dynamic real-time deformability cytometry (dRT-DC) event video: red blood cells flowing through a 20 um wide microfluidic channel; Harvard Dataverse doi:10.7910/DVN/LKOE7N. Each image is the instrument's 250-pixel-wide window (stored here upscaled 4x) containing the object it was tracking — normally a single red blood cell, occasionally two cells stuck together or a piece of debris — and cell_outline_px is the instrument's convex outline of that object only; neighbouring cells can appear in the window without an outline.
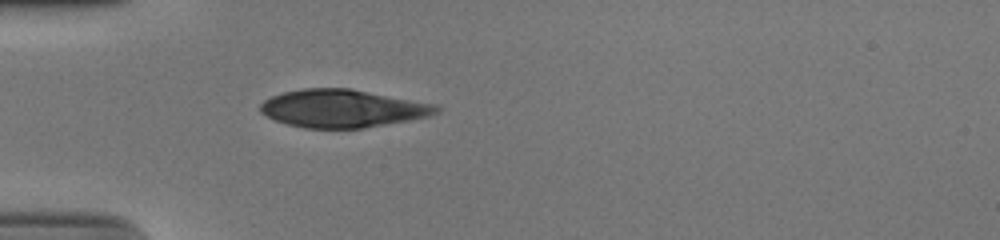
{"species": "human", "species_latin": "Homo sapiens", "temperature_condition": "cold", "stored_images_in_passage": 37, "camera_frame_rate_fps": 3000, "um_per_image_px": 0.085, "donor": {"sex": "male"}, "frame": {"image": 1, "passage_image": 1, "time_ms": 0.0, "image_size_px": [1000, 240], "cell_outline_px": [[440, 112], [428, 116], [408, 120], [364, 128], [304, 128], [288, 124], [276, 120], [260, 112], [260, 104], [264, 100], [272, 96], [284, 92], [304, 88], [352, 88], [440, 104]], "centroid_in_image_um": [29.18, 9.2], "position_along_channel_um": 55.8, "area_um2": 39.07}}
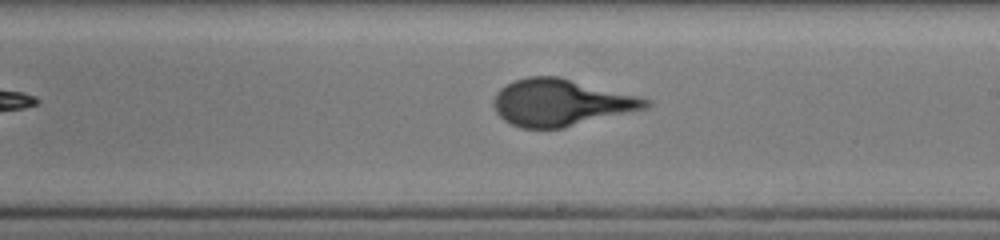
{"frame": {"image": 2, "passage_image": 16, "time_ms": 5.0, "image_size_px": [1000, 240], "cell_outline_px": [[652, 104], [648, 108], [564, 128], [520, 128], [504, 120], [496, 112], [492, 104], [496, 92], [500, 88], [516, 80], [528, 76], [560, 76], [652, 100]], "centroid_in_image_um": [47.68, 8.72], "position_along_channel_um": 241.3, "area_um2": 41.56}}
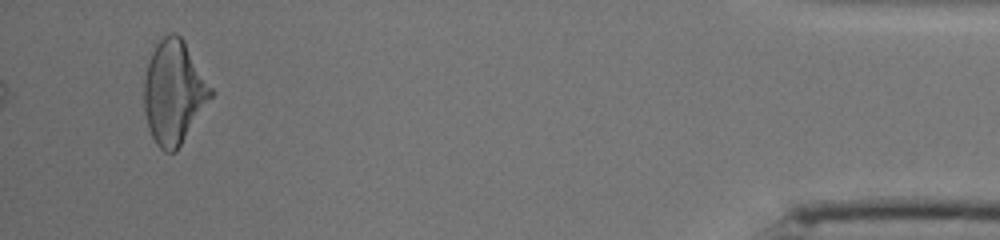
{"frame": {"image": 3, "passage_image": 35, "time_ms": 11.333, "image_size_px": [1000, 240], "cell_outline_px": [[216, 92], [176, 152], [164, 152], [156, 144], [148, 128], [144, 112], [144, 80], [148, 64], [152, 52], [156, 44], [164, 36], [172, 32], [176, 32], [184, 40]], "centroid_in_image_um": [14.8, 7.85], "position_along_channel_um": 420.4, "area_um2": 40.63}}